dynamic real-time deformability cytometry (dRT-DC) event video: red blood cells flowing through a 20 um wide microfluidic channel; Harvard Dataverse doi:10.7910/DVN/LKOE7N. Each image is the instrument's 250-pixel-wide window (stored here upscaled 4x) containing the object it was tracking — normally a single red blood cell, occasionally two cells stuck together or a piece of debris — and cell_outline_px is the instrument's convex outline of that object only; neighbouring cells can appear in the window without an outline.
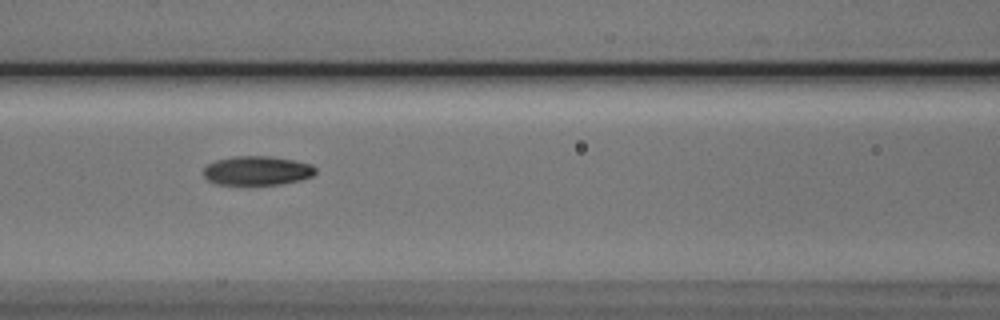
{"species": "Egyptian fruit bat (a non-hibernating species)", "species_latin": "Rousettus aegyptiacus", "temperature_condition": "cold", "stored_images_in_passage": 3, "camera_frame_rate_fps": 3000, "um_per_image_px": 0.085, "animal": {"sex": "male"}, "frame": {"image": 1, "passage_image": 3, "time_ms": 2.333, "image_size_px": [1000, 320], "cell_outline_px": [[316, 172], [312, 176], [300, 180], [280, 184], [216, 184], [208, 180], [204, 176], [204, 168], [208, 164], [216, 160], [232, 156], [268, 156], [292, 160], [312, 164], [316, 168]], "centroid_in_image_um": [21.86, 14.5], "position_along_channel_um": 144.7, "area_um2": 18.9}}